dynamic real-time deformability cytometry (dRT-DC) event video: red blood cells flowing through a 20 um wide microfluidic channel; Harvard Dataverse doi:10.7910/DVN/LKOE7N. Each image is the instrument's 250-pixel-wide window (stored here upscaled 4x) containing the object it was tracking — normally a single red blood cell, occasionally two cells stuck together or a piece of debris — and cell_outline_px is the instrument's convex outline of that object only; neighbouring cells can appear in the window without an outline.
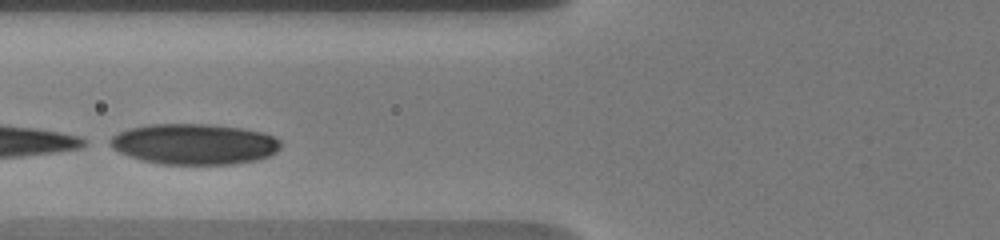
{"species": "human", "species_latin": "Homo sapiens", "temperature_condition": "warm", "stored_images_in_passage": 19, "camera_frame_rate_fps": 3000, "um_per_image_px": 0.085, "donor": {"sex": "male"}, "frame": {"image": 1, "passage_image": 5, "time_ms": 2.0, "image_size_px": [1000, 240], "cell_outline_px": [[280, 148], [276, 152], [260, 160], [232, 164], [164, 164], [140, 160], [120, 152], [112, 148], [104, 140], [128, 128], [148, 124], [208, 124], [240, 128], [260, 132], [276, 136], [280, 140]], "centroid_in_image_um": [16.48, 12.24], "position_along_channel_um": 109.3, "area_um2": 40.75}}
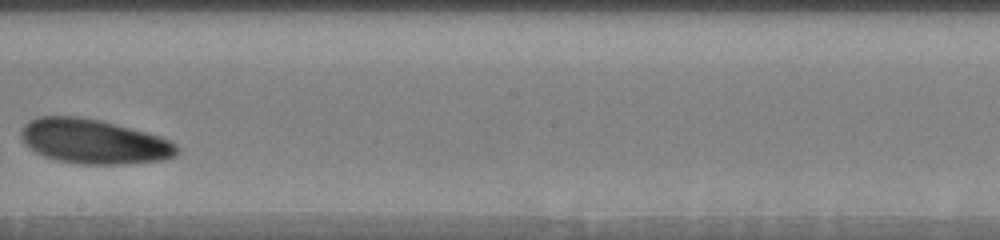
{"frame": {"image": 2, "passage_image": 12, "time_ms": 5.667, "image_size_px": [1000, 240], "cell_outline_px": [[180, 152], [176, 156], [164, 160], [124, 164], [76, 164], [56, 160], [44, 156], [36, 152], [24, 144], [20, 136], [20, 132], [24, 124], [28, 120], [40, 116], [80, 116], [100, 120], [116, 124], [160, 136], [176, 144], [180, 148]], "centroid_in_image_um": [7.96, 12.03], "position_along_channel_um": 240.2, "area_um2": 40.86}}
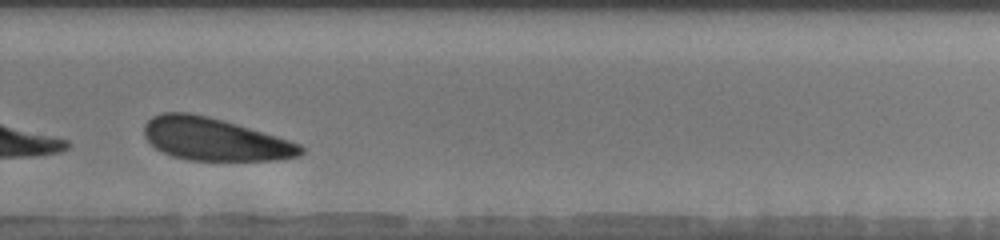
{"frame": {"image": 3, "passage_image": 16, "time_ms": 7.667, "image_size_px": [1000, 240], "cell_outline_px": [[304, 152], [300, 156], [276, 160], [188, 160], [172, 156], [156, 148], [144, 136], [144, 124], [152, 116], [160, 112], [188, 112], [208, 116], [224, 120], [276, 136], [300, 144], [304, 148]], "centroid_in_image_um": [18.23, 11.83], "position_along_channel_um": 311.6, "area_um2": 38.84}, "authors_computed_cell_mechanics": {"area_um2": 40.5178, "velocity_mm_per_s": 3.5717, "shape_relaxation_time_tau1_ms": 0.4763, "shape_relaxation_time_tau2_ms": null, "deformation_change_tau1": 0.2415, "deformation_change_tau2": null}}